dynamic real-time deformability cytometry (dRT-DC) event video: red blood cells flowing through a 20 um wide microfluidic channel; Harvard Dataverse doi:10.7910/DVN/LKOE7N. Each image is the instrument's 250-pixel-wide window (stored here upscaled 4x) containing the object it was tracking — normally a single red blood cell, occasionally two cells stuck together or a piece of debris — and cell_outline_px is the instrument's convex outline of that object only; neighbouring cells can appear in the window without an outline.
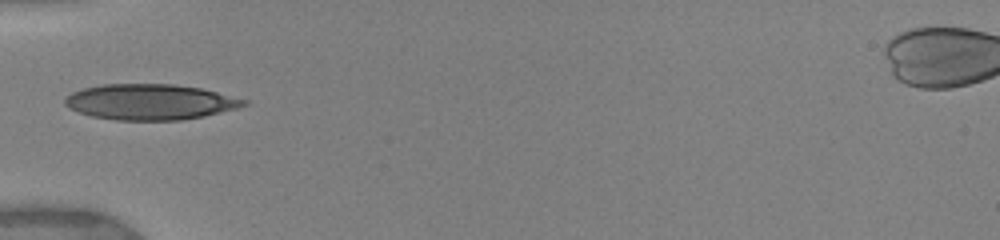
{"species": "human", "species_latin": "Homo sapiens", "temperature_condition": "warm", "stored_images_in_passage": 10, "camera_frame_rate_fps": 3000, "um_per_image_px": 0.085, "donor": {"sex": "female"}, "frame": {"image": 1, "passage_image": 9, "time_ms": 5.333, "image_size_px": [1000, 240], "cell_outline_px": [[248, 104], [236, 108], [204, 116], [180, 120], [116, 120], [92, 116], [68, 108], [64, 104], [64, 100], [72, 92], [84, 88], [104, 84], [176, 84], [200, 88], [248, 100]], "centroid_in_image_um": [12.75, 8.66], "position_along_channel_um": 72.2, "area_um2": 36.99}}